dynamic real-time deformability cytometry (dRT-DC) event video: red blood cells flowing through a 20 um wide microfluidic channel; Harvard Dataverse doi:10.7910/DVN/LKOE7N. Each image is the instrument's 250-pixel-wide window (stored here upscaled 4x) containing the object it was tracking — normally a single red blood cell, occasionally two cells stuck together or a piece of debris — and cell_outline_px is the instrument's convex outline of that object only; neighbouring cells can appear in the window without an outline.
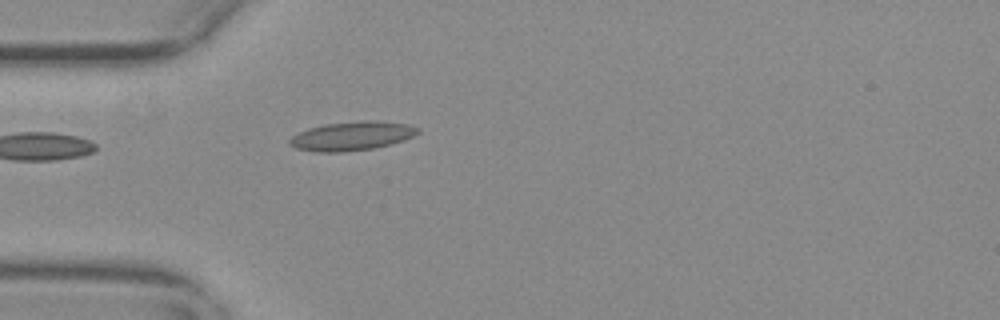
{"species": "common noctule bat (a hibernating species)", "species_latin": "Nyctalus noctula", "temperature_condition": "warm", "stored_images_in_passage": 36, "camera_frame_rate_fps": 3000, "um_per_image_px": 0.085, "animal": {"sex": "female", "body_mass_g": 29.2, "forearm_length_mm": 56.3}, "frame": {"image": 1, "passage_image": 1, "time_ms": 0.0, "image_size_px": [1000, 320], "cell_outline_px": [[420, 132], [404, 140], [376, 148], [344, 152], [312, 152], [296, 148], [288, 144], [288, 140], [292, 136], [308, 128], [324, 124], [364, 120], [376, 120], [408, 124], [420, 128]], "centroid_in_image_um": [29.91, 11.56], "position_along_channel_um": 55.1, "area_um2": 21.85}}
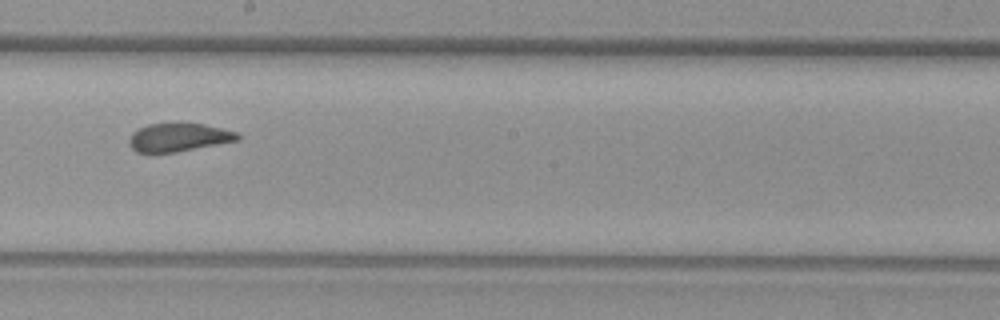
{"frame": {"image": 2, "passage_image": 16, "time_ms": 5.0, "image_size_px": [1000, 320], "cell_outline_px": [[240, 140], [176, 152], [136, 152], [128, 144], [128, 140], [132, 132], [148, 124], [180, 120], [204, 124], [240, 132]], "centroid_in_image_um": [15.21, 11.62], "position_along_channel_um": 233.0, "area_um2": 18.61}}
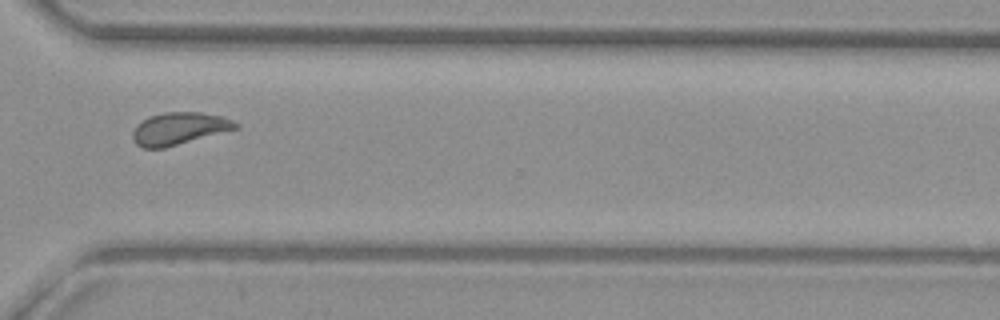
{"frame": {"image": 3, "passage_image": 26, "time_ms": 8.333, "image_size_px": [1000, 320], "cell_outline_px": [[240, 128], [164, 148], [144, 148], [136, 144], [132, 136], [132, 132], [136, 124], [148, 116], [164, 112], [200, 112], [224, 116], [240, 124]], "centroid_in_image_um": [15.24, 10.92], "position_along_channel_um": 355.4, "area_um2": 19.59}, "authors_computed_cell_mechanics": {"area_um2": 18.9006, "velocity_mm_per_s": 3.6713, "shape_relaxation_time_tau1_ms": 10.2642, "shape_relaxation_time_tau2_ms": 1.2488, "deformation_change_tau1": 0.227, "deformation_change_tau2": 0.0785}}